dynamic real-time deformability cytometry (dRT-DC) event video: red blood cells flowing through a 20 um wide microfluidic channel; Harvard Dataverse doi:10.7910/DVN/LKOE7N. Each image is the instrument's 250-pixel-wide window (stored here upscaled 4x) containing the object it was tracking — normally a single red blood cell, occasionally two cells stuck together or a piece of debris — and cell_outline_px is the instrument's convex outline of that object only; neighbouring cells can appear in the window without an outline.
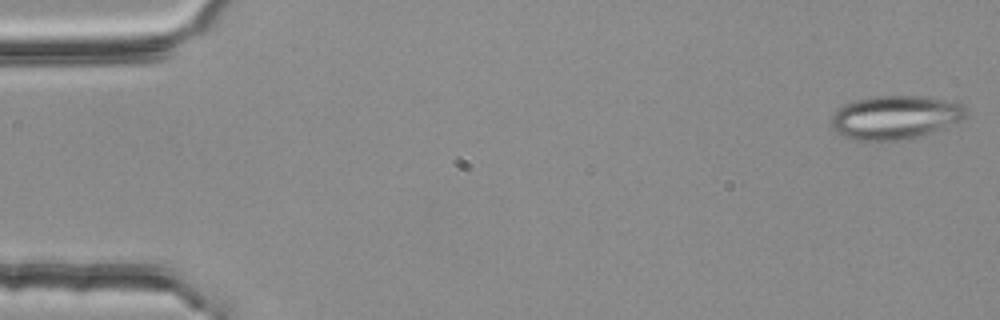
{"species": "common noctule bat (a hibernating species)", "species_latin": "Nyctalus noctula", "temperature_condition": "room temperature", "stored_images_in_passage": 54, "camera_frame_rate_fps": 3000, "um_per_image_px": 0.085, "animal": {"sex": "female", "body_mass_g": 25.1}, "frame": {"image": 1, "passage_image": 1, "time_ms": 0.0, "image_size_px": [1000, 320], "cell_outline_px": [[968, 112], [960, 120], [928, 132], [916, 136], [896, 140], [856, 140], [844, 136], [836, 132], [832, 128], [832, 116], [836, 108], [856, 100], [876, 96], [916, 96], [944, 100], [964, 104]], "centroid_in_image_um": [76.03, 9.96], "position_along_channel_um": 9.0, "area_um2": 33.47}}
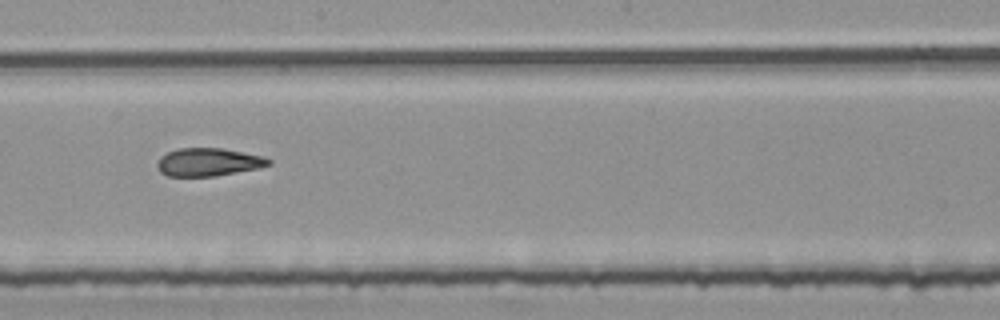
{"frame": {"image": 2, "passage_image": 30, "time_ms": 9.667, "image_size_px": [1000, 320], "cell_outline_px": [[272, 164], [256, 168], [212, 176], [168, 176], [160, 172], [156, 164], [160, 156], [168, 152], [180, 148], [224, 148], [264, 156], [272, 160]], "centroid_in_image_um": [17.7, 13.76], "position_along_channel_um": 230.5, "area_um2": 18.09}}
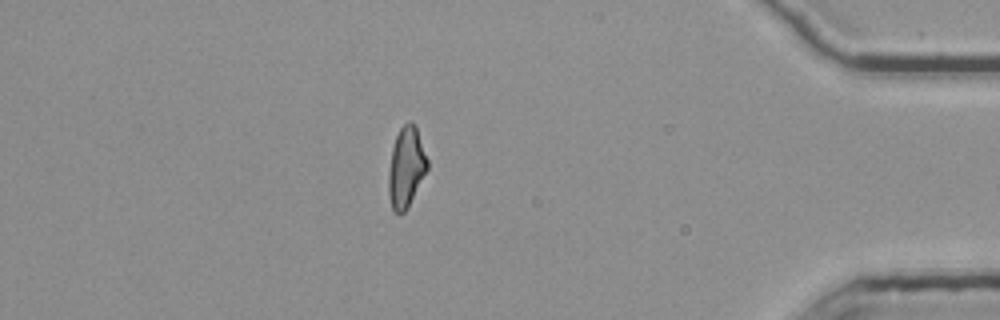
{"frame": {"image": 3, "passage_image": 47, "time_ms": 15.333, "image_size_px": [1000, 320], "cell_outline_px": [[428, 168], [408, 208], [400, 216], [392, 212], [388, 192], [388, 172], [392, 148], [396, 136], [400, 128], [408, 120], [412, 120], [416, 124], [428, 160]], "centroid_in_image_um": [34.52, 14.23], "position_along_channel_um": 400.7, "area_um2": 18.61}, "authors_computed_cell_mechanics": {"area_um2": 18.7272, "velocity_mm_per_s": 3.7676, "shape_relaxation_time_tau1_ms": null, "shape_relaxation_time_tau2_ms": 2.8086, "deformation_change_tau1": null, "deformation_change_tau2": 0.1247}}